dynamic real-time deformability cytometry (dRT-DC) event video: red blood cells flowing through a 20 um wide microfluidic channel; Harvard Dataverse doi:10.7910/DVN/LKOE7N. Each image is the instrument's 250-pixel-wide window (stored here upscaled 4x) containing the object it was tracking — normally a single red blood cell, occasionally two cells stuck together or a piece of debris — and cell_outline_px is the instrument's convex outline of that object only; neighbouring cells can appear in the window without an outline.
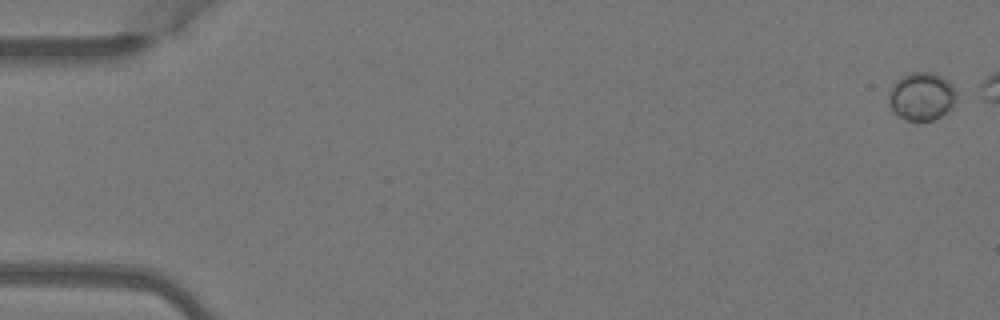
{"species": "Egyptian fruit bat (a non-hibernating species)", "species_latin": "Rousettus aegyptiacus", "temperature_condition": "warm", "stored_images_in_passage": 3, "camera_frame_rate_fps": 3000, "um_per_image_px": 0.085, "animal": {"sex": "female"}, "frame": {"image": 1, "passage_image": 1, "time_ms": 0.0, "image_size_px": [1000, 320], "cell_outline_px": [[956, 100], [940, 116], [932, 120], [904, 120], [888, 104], [888, 92], [892, 84], [904, 76], [912, 72], [932, 72], [948, 80], [952, 84], [956, 92]], "centroid_in_image_um": [78.31, 8.17], "position_along_channel_um": 6.7, "area_um2": 18.67}}